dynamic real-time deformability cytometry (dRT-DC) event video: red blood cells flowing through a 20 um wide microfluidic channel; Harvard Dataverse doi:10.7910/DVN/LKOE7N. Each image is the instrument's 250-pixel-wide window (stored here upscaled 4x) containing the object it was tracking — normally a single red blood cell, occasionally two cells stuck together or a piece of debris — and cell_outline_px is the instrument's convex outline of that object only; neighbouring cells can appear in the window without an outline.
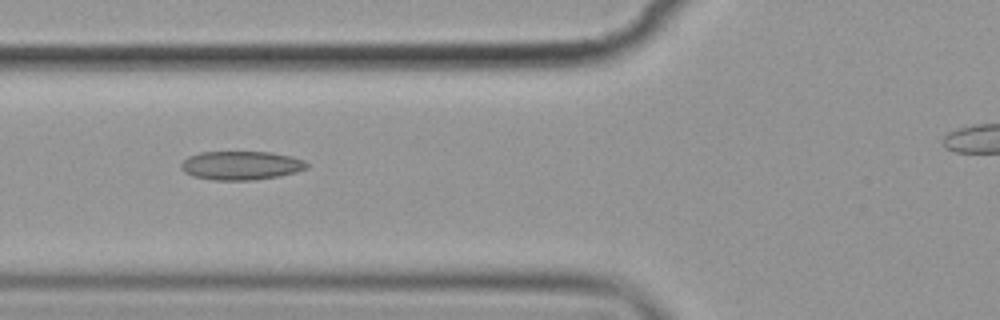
{"species": "common noctule bat (a hibernating species)", "species_latin": "Nyctalus noctula", "temperature_condition": "cold", "stored_images_in_passage": 12, "camera_frame_rate_fps": 3000, "um_per_image_px": 0.085, "animal": {"sex": "female", "body_mass_g": 19.9}, "frame": {"image": 1, "passage_image": 4, "time_ms": 3.667, "image_size_px": [1000, 320], "cell_outline_px": [[308, 168], [296, 172], [280, 176], [252, 180], [212, 180], [192, 176], [184, 172], [180, 168], [180, 164], [188, 156], [200, 152], [272, 152], [292, 156], [304, 160], [308, 164]], "centroid_in_image_um": [20.49, 14.06], "position_along_channel_um": 105.3, "area_um2": 21.27}}
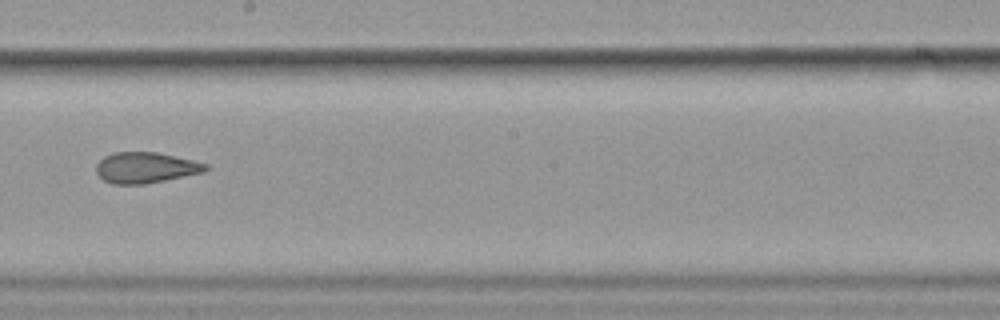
{"frame": {"image": 2, "passage_image": 7, "time_ms": 7.333, "image_size_px": [1000, 320], "cell_outline_px": [[208, 168], [204, 172], [144, 184], [112, 184], [104, 180], [96, 172], [96, 164], [104, 156], [112, 152], [156, 152], [192, 160], [208, 164]], "centroid_in_image_um": [12.35, 14.24], "position_along_channel_um": 235.9, "area_um2": 19.54}}
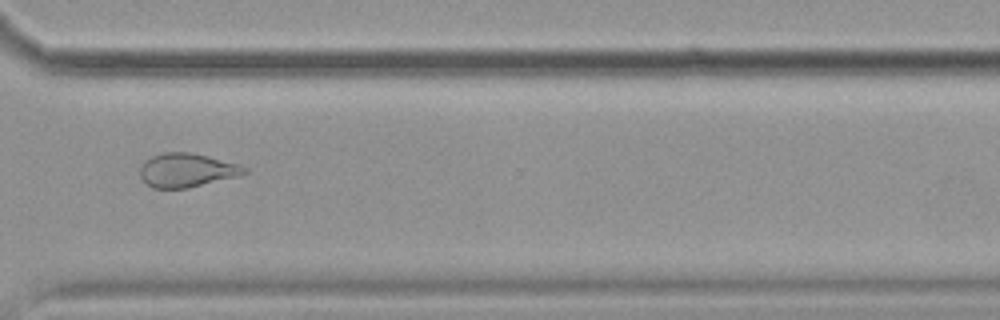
{"frame": {"image": 3, "passage_image": 10, "time_ms": 10.667, "image_size_px": [1000, 320], "cell_outline_px": [[248, 172], [236, 176], [188, 188], [152, 188], [140, 176], [140, 168], [144, 160], [152, 156], [164, 152], [192, 152], [208, 156], [236, 164], [248, 168]], "centroid_in_image_um": [15.84, 14.46], "position_along_channel_um": 354.8, "area_um2": 20.35}, "authors_computed_cell_mechanics": {"area_um2": 20.519, "velocity_mm_per_s": 3.5711, "shape_relaxation_time_tau1_ms": null, "shape_relaxation_time_tau2_ms": 1.623, "deformation_change_tau1": null, "deformation_change_tau2": 0.0762}}